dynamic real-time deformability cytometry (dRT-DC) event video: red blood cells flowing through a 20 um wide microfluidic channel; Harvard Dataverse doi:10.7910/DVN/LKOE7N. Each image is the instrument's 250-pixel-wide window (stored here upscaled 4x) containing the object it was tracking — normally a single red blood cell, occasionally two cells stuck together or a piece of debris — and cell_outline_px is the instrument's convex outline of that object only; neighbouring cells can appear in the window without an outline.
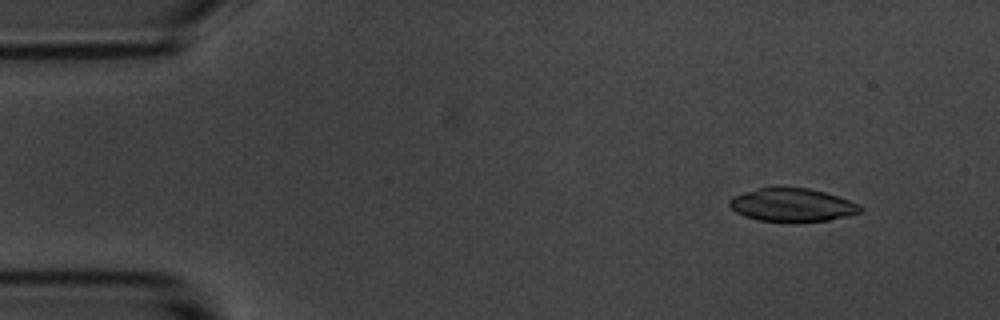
{"species": "common noctule bat (a hibernating species)", "species_latin": "Nyctalus noctula", "temperature_condition": "room temperature", "stored_images_in_passage": 5, "camera_frame_rate_fps": 3000, "um_per_image_px": 0.085, "animal": {"sex": "male", "body_mass_g": 20.1, "forearm_length_mm": 53.5}, "frame": {"image": 1, "passage_image": 2, "time_ms": 1.0, "image_size_px": [1000, 320], "cell_outline_px": [[864, 208], [860, 212], [848, 216], [828, 220], [760, 220], [744, 216], [736, 212], [728, 204], [728, 200], [732, 196], [744, 192], [760, 188], [808, 188], [824, 192], [860, 204]], "centroid_in_image_um": [67.33, 17.4], "position_along_channel_um": 17.7, "area_um2": 24.68}}
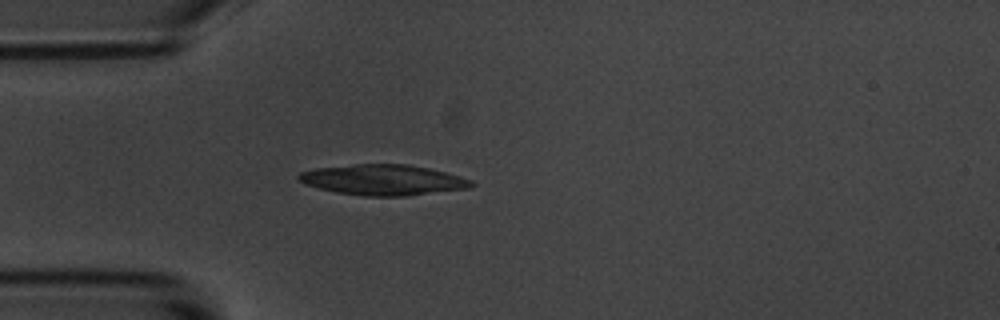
{"frame": {"image": 2, "passage_image": 5, "time_ms": 4.333, "image_size_px": [1000, 320], "cell_outline_px": [[476, 184], [468, 188], [404, 196], [364, 196], [336, 192], [304, 184], [296, 176], [300, 172], [316, 168], [356, 164], [408, 164], [428, 168], [460, 176], [472, 180]], "centroid_in_image_um": [32.56, 15.29], "position_along_channel_um": 52.4, "area_um2": 30.58}}